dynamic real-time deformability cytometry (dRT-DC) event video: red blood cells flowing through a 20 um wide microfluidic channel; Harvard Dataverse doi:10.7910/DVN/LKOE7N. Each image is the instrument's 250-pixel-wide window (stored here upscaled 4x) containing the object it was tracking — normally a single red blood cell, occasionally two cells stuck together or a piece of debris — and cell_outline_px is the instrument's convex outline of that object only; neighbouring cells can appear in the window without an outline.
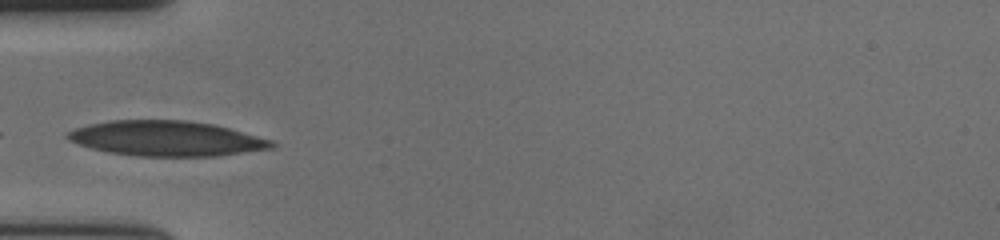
{"species": "human", "species_latin": "Homo sapiens", "temperature_condition": "cold", "stored_images_in_passage": 28, "camera_frame_rate_fps": 3000, "um_per_image_px": 0.085, "donor": {"sex": "female"}, "frame": {"image": 1, "passage_image": 1, "time_ms": 0.0, "image_size_px": [1000, 240], "cell_outline_px": [[276, 144], [272, 148], [216, 156], [136, 156], [108, 152], [92, 148], [68, 140], [64, 136], [68, 132], [76, 128], [88, 124], [108, 120], [188, 120], [216, 124], [272, 140]], "centroid_in_image_um": [14.14, 11.76], "position_along_channel_um": 70.9, "area_um2": 41.85}}
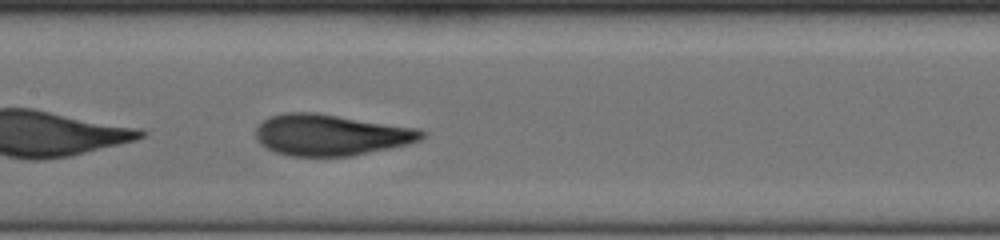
{"frame": {"image": 2, "passage_image": 10, "time_ms": 3.0, "image_size_px": [1000, 240], "cell_outline_px": [[428, 132], [420, 140], [408, 144], [352, 156], [292, 156], [276, 152], [260, 144], [256, 140], [256, 128], [268, 116], [284, 112], [316, 112], [420, 128]], "centroid_in_image_um": [28.14, 11.45], "position_along_channel_um": 179.3, "area_um2": 40.17}}
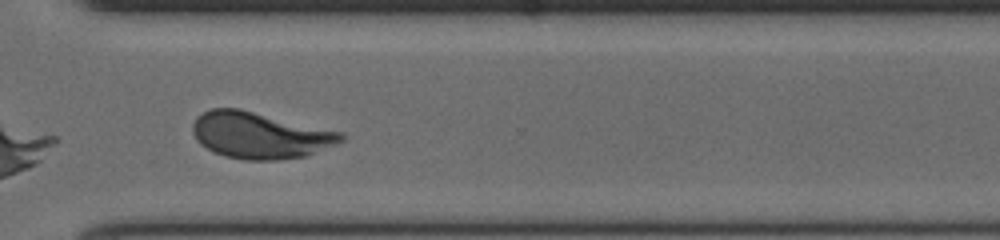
{"frame": {"image": 3, "passage_image": 24, "time_ms": 7.667, "image_size_px": [1000, 240], "cell_outline_px": [[348, 136], [344, 140], [336, 144], [304, 156], [276, 160], [244, 160], [224, 156], [200, 144], [196, 140], [192, 132], [192, 124], [196, 116], [212, 108], [240, 108], [344, 132]], "centroid_in_image_um": [22.11, 11.48], "position_along_channel_um": 348.5, "area_um2": 40.4}, "authors_computed_cell_mechanics": {"area_um2": 40.1421, "velocity_mm_per_s": 3.6258, "shape_relaxation_time_tau1_ms": 4.2377, "shape_relaxation_time_tau2_ms": 0.9458, "deformation_change_tau1": 0.1842, "deformation_change_tau2": 0.0742}}